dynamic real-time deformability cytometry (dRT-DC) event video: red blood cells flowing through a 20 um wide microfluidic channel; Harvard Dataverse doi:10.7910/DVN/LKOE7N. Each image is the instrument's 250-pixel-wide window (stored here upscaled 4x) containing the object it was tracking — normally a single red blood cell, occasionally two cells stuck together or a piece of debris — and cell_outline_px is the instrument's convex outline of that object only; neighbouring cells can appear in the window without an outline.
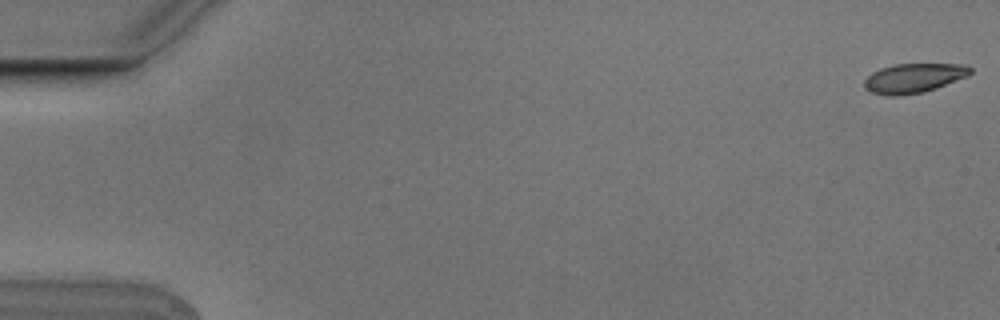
{"species": "Egyptian fruit bat (a non-hibernating species)", "species_latin": "Rousettus aegyptiacus", "temperature_condition": "cold", "stored_images_in_passage": 6, "camera_frame_rate_fps": 3000, "um_per_image_px": 0.085, "animal": {"sex": "male"}, "frame": {"image": 1, "passage_image": 1, "time_ms": 0.0, "image_size_px": [1000, 320], "cell_outline_px": [[972, 72], [968, 76], [936, 88], [924, 92], [900, 96], [888, 96], [868, 92], [864, 88], [864, 80], [872, 72], [880, 68], [896, 64], [964, 64], [972, 68]], "centroid_in_image_um": [77.64, 6.65], "position_along_channel_um": 7.4, "area_um2": 18.38}}
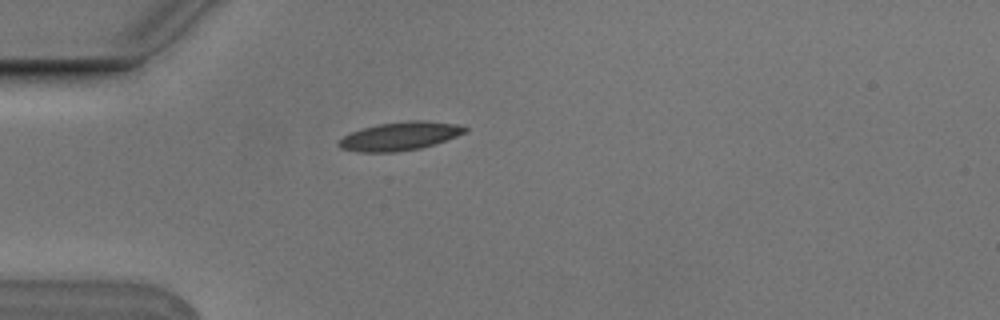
{"frame": {"image": 2, "passage_image": 5, "time_ms": 1.333, "image_size_px": [1000, 320], "cell_outline_px": [[468, 128], [464, 132], [456, 136], [420, 148], [396, 152], [360, 152], [340, 148], [336, 144], [344, 136], [352, 132], [376, 124], [408, 120], [420, 120], [456, 124]], "centroid_in_image_um": [33.94, 11.57], "position_along_channel_um": 51.1, "area_um2": 20.58}}